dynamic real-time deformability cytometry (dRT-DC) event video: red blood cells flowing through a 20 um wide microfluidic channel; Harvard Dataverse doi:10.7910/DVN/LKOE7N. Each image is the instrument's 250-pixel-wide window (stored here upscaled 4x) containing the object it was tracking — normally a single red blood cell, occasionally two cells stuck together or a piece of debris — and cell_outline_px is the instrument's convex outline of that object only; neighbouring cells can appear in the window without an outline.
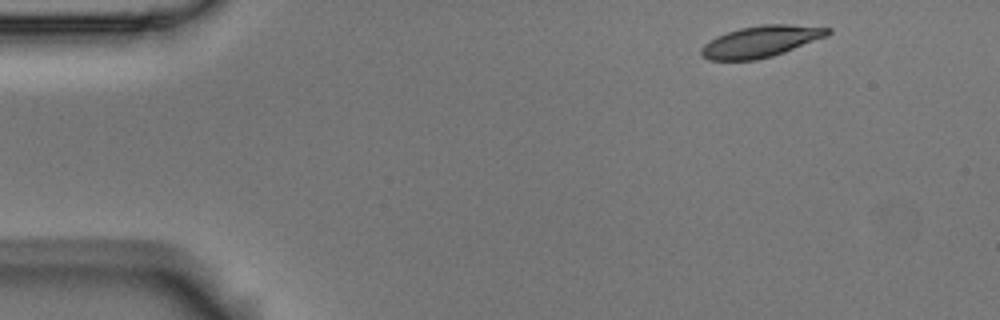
{"species": "Egyptian fruit bat (a non-hibernating species)", "species_latin": "Rousettus aegyptiacus", "temperature_condition": "room temperature", "stored_images_in_passage": 2, "camera_frame_rate_fps": 3000, "um_per_image_px": 0.085, "animal": {"sex": "male"}, "frame": {"image": 1, "passage_image": 1, "time_ms": 0.0, "image_size_px": [1000, 320], "cell_outline_px": [[832, 32], [828, 36], [784, 52], [772, 56], [756, 60], [708, 60], [700, 56], [700, 48], [704, 44], [716, 36], [740, 28], [764, 24], [788, 24], [832, 28]], "centroid_in_image_um": [64.67, 3.53], "position_along_channel_um": 20.3, "area_um2": 23.24}}